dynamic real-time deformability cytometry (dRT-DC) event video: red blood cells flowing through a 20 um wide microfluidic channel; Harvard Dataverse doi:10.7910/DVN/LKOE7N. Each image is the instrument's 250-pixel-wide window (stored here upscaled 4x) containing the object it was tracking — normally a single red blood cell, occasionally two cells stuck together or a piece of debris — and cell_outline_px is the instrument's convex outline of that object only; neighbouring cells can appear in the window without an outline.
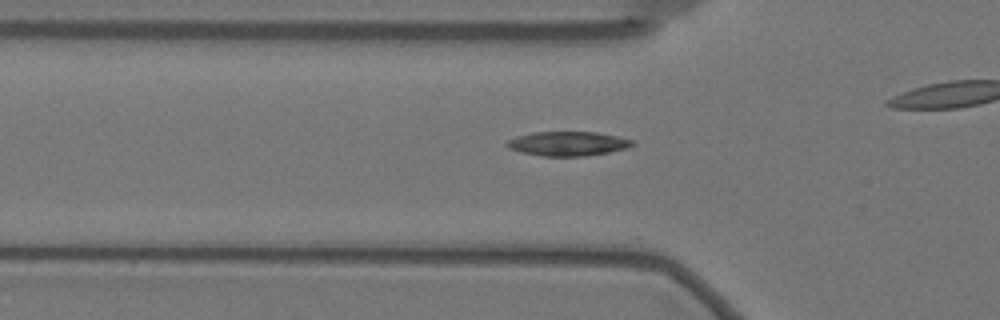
{"species": "Egyptian fruit bat (a non-hibernating species)", "species_latin": "Rousettus aegyptiacus", "temperature_condition": "warm", "stored_images_in_passage": 33, "camera_frame_rate_fps": 3000, "um_per_image_px": 0.085, "animal": {"sex": "female"}, "frame": {"image": 1, "passage_image": 6, "time_ms": 1.667, "image_size_px": [1000, 320], "cell_outline_px": [[636, 144], [628, 148], [608, 152], [584, 156], [544, 156], [524, 152], [508, 148], [504, 144], [508, 140], [516, 136], [532, 132], [596, 132], [616, 136], [632, 140]], "centroid_in_image_um": [48.26, 12.2], "position_along_channel_um": 77.5, "area_um2": 17.69}}
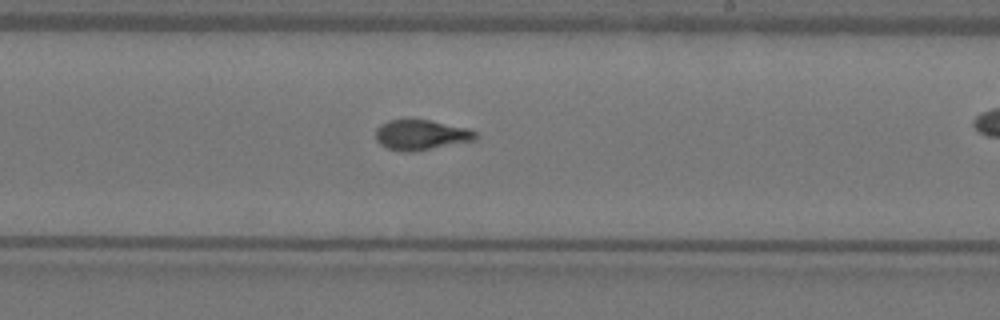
{"frame": {"image": 2, "passage_image": 21, "time_ms": 6.667, "image_size_px": [1000, 320], "cell_outline_px": [[480, 136], [476, 140], [412, 152], [404, 152], [388, 148], [380, 144], [376, 140], [376, 128], [380, 124], [388, 120], [428, 120], [468, 128], [476, 132]], "centroid_in_image_um": [35.8, 11.47], "position_along_channel_um": 253.2, "area_um2": 17.57}}
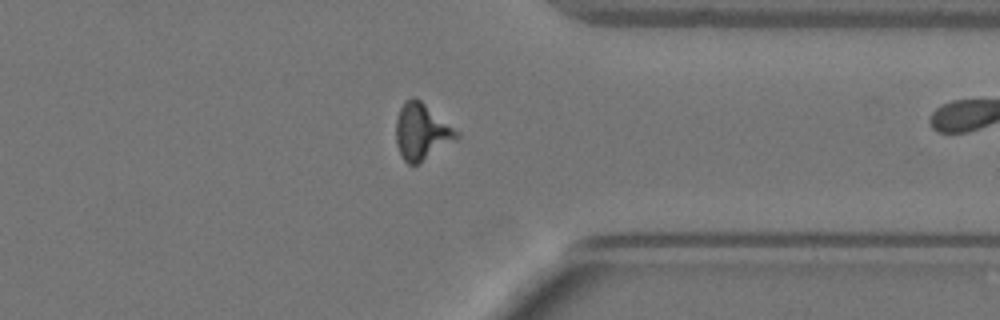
{"frame": {"image": 3, "passage_image": 32, "time_ms": 10.333, "image_size_px": [1000, 320], "cell_outline_px": [[460, 136], [456, 140], [420, 164], [408, 164], [400, 156], [396, 144], [396, 120], [400, 108], [404, 100], [412, 96], [420, 100], [460, 132]], "centroid_in_image_um": [35.84, 11.21], "position_along_channel_um": 375.6, "area_um2": 20.17}}